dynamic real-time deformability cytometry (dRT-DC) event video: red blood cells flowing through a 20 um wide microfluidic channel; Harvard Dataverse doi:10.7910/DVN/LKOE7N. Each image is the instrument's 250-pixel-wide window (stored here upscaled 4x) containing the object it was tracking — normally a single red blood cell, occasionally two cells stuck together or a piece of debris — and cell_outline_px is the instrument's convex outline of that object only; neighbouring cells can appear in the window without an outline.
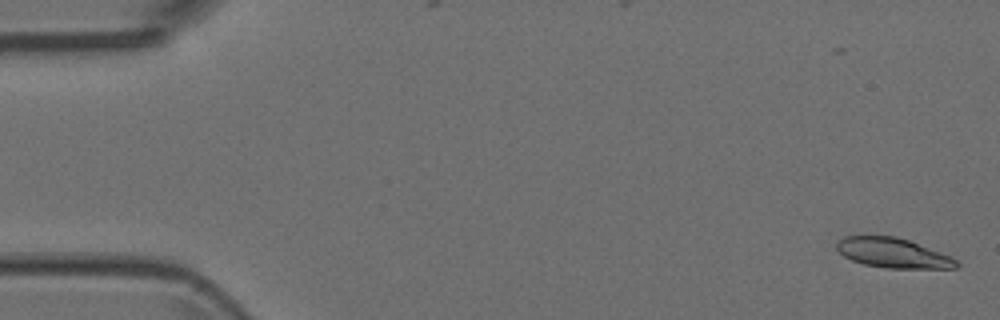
{"species": "Egyptian fruit bat (a non-hibernating species)", "species_latin": "Rousettus aegyptiacus", "temperature_condition": "room temperature", "stored_images_in_passage": 5, "camera_frame_rate_fps": 3000, "um_per_image_px": 0.085, "animal": {"sex": "female"}, "frame": {"image": 1, "passage_image": 1, "time_ms": 0.0, "image_size_px": [1000, 320], "cell_outline_px": [[960, 264], [956, 268], [884, 268], [864, 264], [852, 260], [844, 256], [836, 248], [836, 244], [844, 236], [896, 236], [908, 240], [952, 256]], "centroid_in_image_um": [75.92, 21.5], "position_along_channel_um": 9.1, "area_um2": 20.69}}
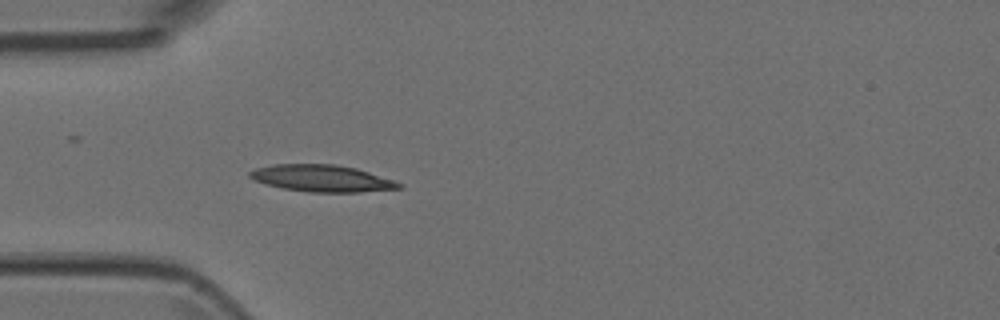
{"frame": {"image": 2, "passage_image": 5, "time_ms": 1.333, "image_size_px": [1000, 320], "cell_outline_px": [[404, 188], [360, 192], [308, 192], [284, 188], [264, 184], [252, 180], [248, 176], [248, 172], [256, 168], [272, 164], [336, 164], [356, 168], [404, 184]], "centroid_in_image_um": [27.33, 15.16], "position_along_channel_um": 57.7, "area_um2": 23.41}}